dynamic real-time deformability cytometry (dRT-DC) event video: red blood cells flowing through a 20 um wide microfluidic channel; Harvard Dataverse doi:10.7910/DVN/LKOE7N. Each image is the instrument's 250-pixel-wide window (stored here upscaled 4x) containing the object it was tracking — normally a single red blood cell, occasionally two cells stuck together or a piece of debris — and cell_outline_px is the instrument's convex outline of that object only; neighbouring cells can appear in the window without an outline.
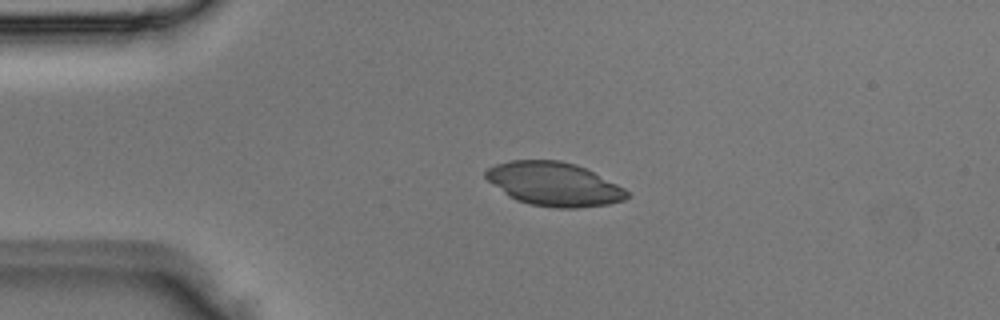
{"species": "Egyptian fruit bat (a non-hibernating species)", "species_latin": "Rousettus aegyptiacus", "temperature_condition": "room temperature", "stored_images_in_passage": 4, "camera_frame_rate_fps": 3000, "um_per_image_px": 0.085, "animal": {"sex": "male"}, "frame": {"image": 1, "passage_image": 3, "time_ms": 0.667, "image_size_px": [1000, 320], "cell_outline_px": [[628, 196], [624, 200], [608, 204], [576, 208], [556, 208], [532, 204], [516, 200], [504, 192], [488, 180], [484, 176], [484, 172], [488, 168], [496, 164], [512, 160], [560, 160], [576, 164], [624, 188], [628, 192]], "centroid_in_image_um": [47.08, 15.64], "position_along_channel_um": 37.9, "area_um2": 35.49}}